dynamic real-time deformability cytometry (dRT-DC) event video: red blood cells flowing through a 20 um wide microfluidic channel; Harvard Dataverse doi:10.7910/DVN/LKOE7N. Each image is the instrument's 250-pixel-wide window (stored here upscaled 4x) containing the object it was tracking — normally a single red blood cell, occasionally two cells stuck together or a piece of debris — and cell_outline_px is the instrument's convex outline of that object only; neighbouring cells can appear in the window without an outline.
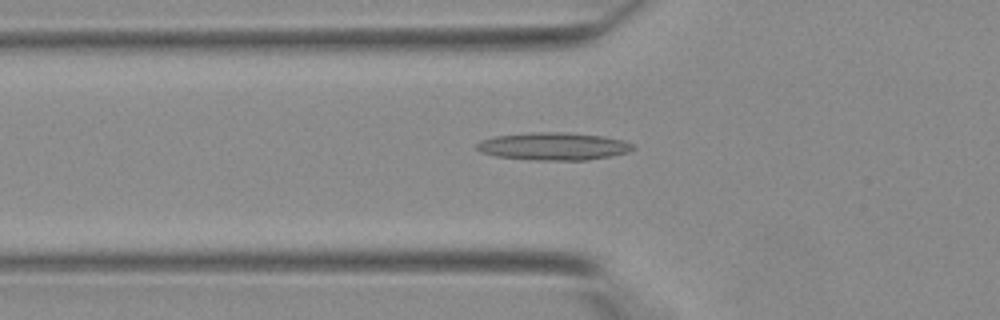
{"species": "Egyptian fruit bat (a non-hibernating species)", "species_latin": "Rousettus aegyptiacus", "temperature_condition": "warm", "stored_images_in_passage": 24, "camera_frame_rate_fps": 3000, "um_per_image_px": 0.085, "animal": {"sex": "female"}, "frame": {"image": 1, "passage_image": 6, "time_ms": 1.667, "image_size_px": [1000, 320], "cell_outline_px": [[636, 148], [628, 152], [588, 160], [532, 160], [496, 156], [480, 152], [476, 148], [476, 144], [480, 140], [496, 136], [540, 132], [560, 132], [600, 136], [624, 140], [632, 144]], "centroid_in_image_um": [47.03, 12.44], "position_along_channel_um": 78.8, "area_um2": 24.91}}
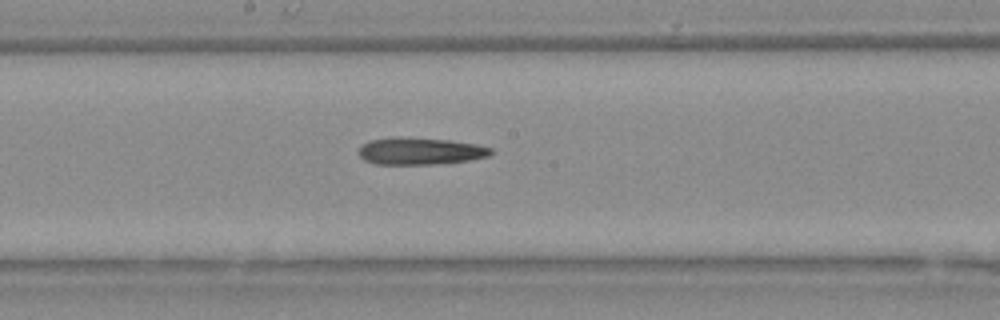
{"frame": {"image": 2, "passage_image": 14, "time_ms": 4.333, "image_size_px": [1000, 320], "cell_outline_px": [[492, 152], [488, 156], [448, 164], [376, 164], [364, 160], [360, 156], [360, 148], [364, 144], [372, 140], [448, 140], [476, 144], [492, 148]], "centroid_in_image_um": [35.81, 12.91], "position_along_channel_um": 212.4, "area_um2": 19.71}}
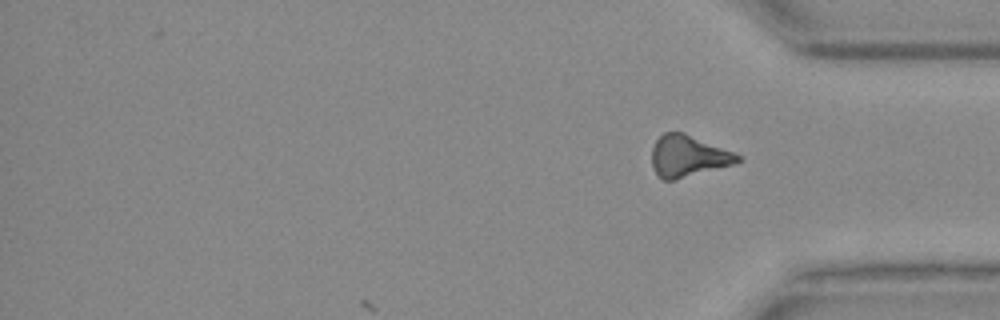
{"frame": {"image": 3, "passage_image": 24, "time_ms": 7.667, "image_size_px": [1000, 320], "cell_outline_px": [[740, 160], [732, 164], [672, 180], [664, 180], [656, 172], [652, 164], [652, 148], [656, 140], [664, 132], [684, 132], [732, 152], [740, 156]], "centroid_in_image_um": [58.44, 13.24], "position_along_channel_um": 376.8, "area_um2": 20.11}}